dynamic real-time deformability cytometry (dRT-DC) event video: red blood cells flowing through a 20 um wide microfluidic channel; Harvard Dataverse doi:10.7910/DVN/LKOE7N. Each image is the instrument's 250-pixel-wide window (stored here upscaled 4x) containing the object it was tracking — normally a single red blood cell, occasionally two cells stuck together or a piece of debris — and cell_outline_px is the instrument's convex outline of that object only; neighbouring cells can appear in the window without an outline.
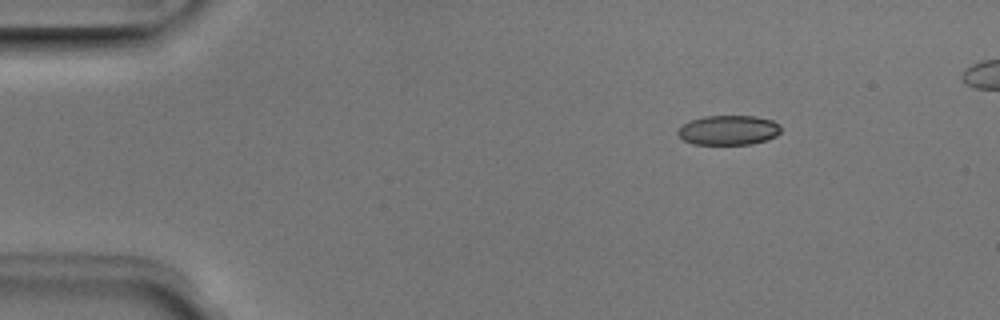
{"species": "Egyptian fruit bat (a non-hibernating species)", "species_latin": "Rousettus aegyptiacus", "temperature_condition": "room temperature", "stored_images_in_passage": 5, "camera_frame_rate_fps": 3000, "um_per_image_px": 0.085, "animal": {"sex": "male"}, "frame": {"image": 1, "passage_image": 3, "time_ms": 0.667, "image_size_px": [1000, 320], "cell_outline_px": [[780, 132], [776, 136], [768, 140], [752, 144], [692, 144], [684, 140], [676, 132], [684, 124], [692, 120], [704, 116], [756, 116], [772, 120], [780, 124]], "centroid_in_image_um": [61.96, 11.06], "position_along_channel_um": 23.0, "area_um2": 17.8}}